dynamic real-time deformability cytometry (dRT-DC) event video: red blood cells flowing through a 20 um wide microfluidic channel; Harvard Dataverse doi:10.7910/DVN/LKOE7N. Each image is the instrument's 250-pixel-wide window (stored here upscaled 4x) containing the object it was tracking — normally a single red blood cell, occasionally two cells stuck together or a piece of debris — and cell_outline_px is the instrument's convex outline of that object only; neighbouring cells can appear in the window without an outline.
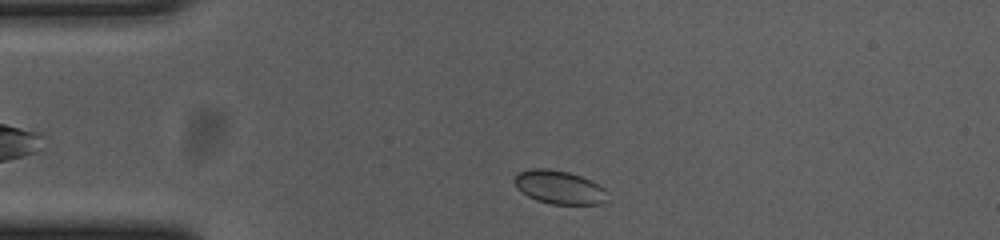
{"species": "common noctule bat (a hibernating species)", "species_latin": "Nyctalus noctula", "temperature_condition": "cold", "stored_images_in_passage": 46, "camera_frame_rate_fps": 3000, "um_per_image_px": 0.085, "animal": {"sex": "female", "body_mass_g": 23.0, "forearm_length_mm": 53.4}, "frame": {"image": 1, "passage_image": 3, "time_ms": 0.667, "image_size_px": [1000, 240], "cell_outline_px": [[604, 204], [552, 204], [536, 200], [528, 196], [516, 188], [512, 180], [520, 172], [532, 168], [548, 168], [568, 172], [580, 176], [604, 188]], "centroid_in_image_um": [47.46, 15.91], "position_along_channel_um": 37.5, "area_um2": 17.86}}
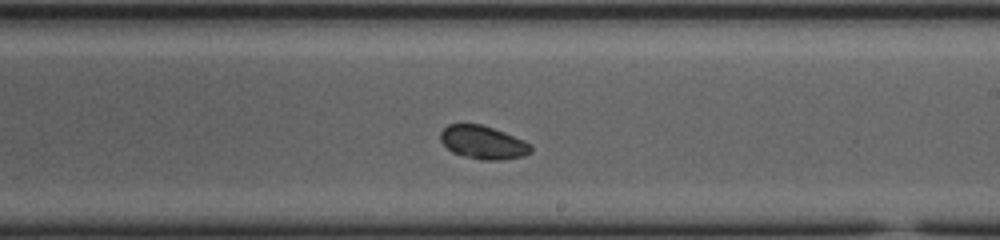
{"frame": {"image": 2, "passage_image": 23, "time_ms": 7.333, "image_size_px": [1000, 240], "cell_outline_px": [[532, 152], [524, 156], [500, 160], [480, 160], [464, 156], [452, 152], [440, 140], [440, 132], [448, 124], [480, 124], [504, 132], [524, 140], [532, 144]], "centroid_in_image_um": [41.08, 12.11], "position_along_channel_um": 247.9, "area_um2": 17.57}}
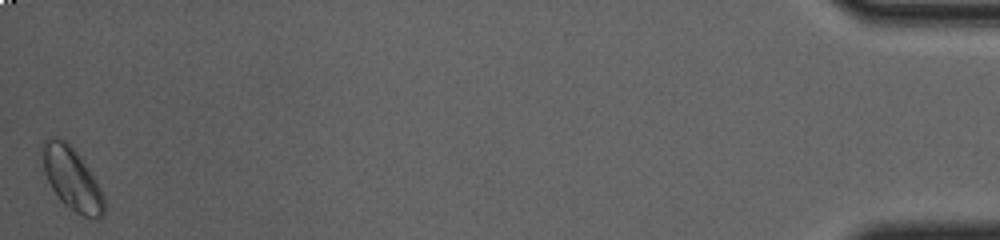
{"frame": {"image": 3, "passage_image": 46, "time_ms": 15.0, "image_size_px": [1000, 240], "cell_outline_px": [[104, 216], [100, 220], [96, 220], [84, 216], [76, 212], [64, 204], [60, 200], [52, 188], [48, 180], [44, 168], [44, 144], [48, 140], [56, 136], [64, 140], [76, 152], [88, 168], [96, 180], [104, 196]], "centroid_in_image_um": [6.17, 15.27], "position_along_channel_um": 429.0, "area_um2": 21.85}, "authors_computed_cell_mechanics": {"area_um2": 17.8024, "velocity_mm_per_s": 3.638, "shape_relaxation_time_tau1_ms": 0.2765, "shape_relaxation_time_tau2_ms": 5.3636, "deformation_change_tau1": 0.0358, "deformation_change_tau2": 0.0417}}